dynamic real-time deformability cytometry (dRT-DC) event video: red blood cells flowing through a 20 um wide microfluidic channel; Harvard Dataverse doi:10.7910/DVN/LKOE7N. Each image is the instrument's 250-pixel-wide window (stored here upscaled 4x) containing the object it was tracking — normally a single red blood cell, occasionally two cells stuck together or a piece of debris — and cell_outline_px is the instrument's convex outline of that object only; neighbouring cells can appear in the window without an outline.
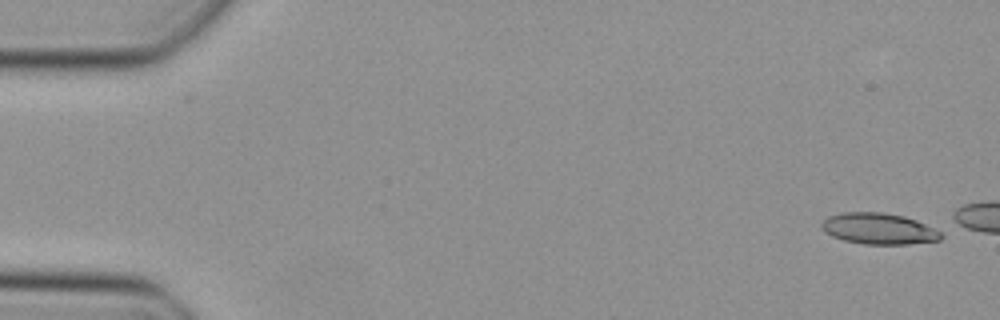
{"species": "Egyptian fruit bat (a non-hibernating species)", "species_latin": "Rousettus aegyptiacus", "temperature_condition": "cold", "stored_images_in_passage": 9, "camera_frame_rate_fps": 3000, "um_per_image_px": 0.085, "animal": {"sex": "female"}, "frame": {"image": 1, "passage_image": 1, "time_ms": 0.0, "image_size_px": [1000, 320], "cell_outline_px": [[944, 236], [940, 240], [908, 244], [864, 244], [844, 240], [832, 236], [824, 232], [820, 228], [820, 224], [828, 216], [844, 212], [884, 212], [904, 216], [916, 220], [940, 232]], "centroid_in_image_um": [74.66, 19.43], "position_along_channel_um": 10.3, "area_um2": 21.68}}